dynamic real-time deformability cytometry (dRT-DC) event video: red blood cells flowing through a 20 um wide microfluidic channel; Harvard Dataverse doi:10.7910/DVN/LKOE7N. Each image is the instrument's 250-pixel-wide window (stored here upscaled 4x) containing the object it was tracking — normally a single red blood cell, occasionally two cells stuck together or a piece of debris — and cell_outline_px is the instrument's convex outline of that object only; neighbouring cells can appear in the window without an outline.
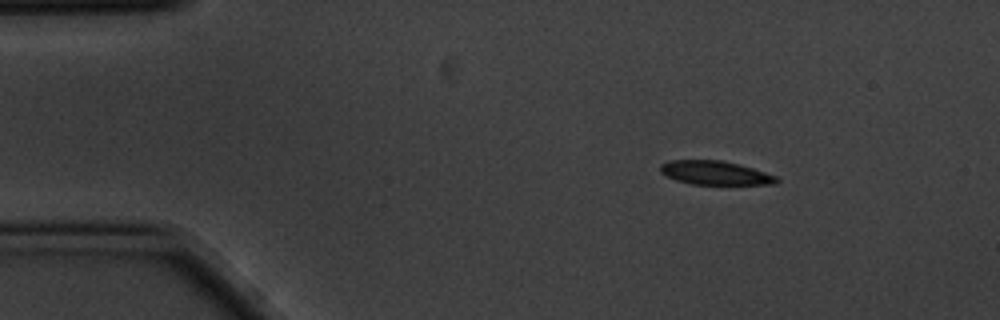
{"species": "common noctule bat (a hibernating species)", "species_latin": "Nyctalus noctula", "temperature_condition": "cold", "stored_images_in_passage": 3, "camera_frame_rate_fps": 3000, "um_per_image_px": 0.085, "animal": {"sex": "male", "body_mass_g": 20.1, "forearm_length_mm": 53.5}, "frame": {"image": 1, "passage_image": 1, "time_ms": 0.0, "image_size_px": [1000, 320], "cell_outline_px": [[780, 180], [776, 184], [692, 184], [676, 180], [660, 172], [660, 164], [668, 160], [720, 160], [740, 164], [776, 176]], "centroid_in_image_um": [60.77, 14.69], "position_along_channel_um": 24.2, "area_um2": 16.07}}